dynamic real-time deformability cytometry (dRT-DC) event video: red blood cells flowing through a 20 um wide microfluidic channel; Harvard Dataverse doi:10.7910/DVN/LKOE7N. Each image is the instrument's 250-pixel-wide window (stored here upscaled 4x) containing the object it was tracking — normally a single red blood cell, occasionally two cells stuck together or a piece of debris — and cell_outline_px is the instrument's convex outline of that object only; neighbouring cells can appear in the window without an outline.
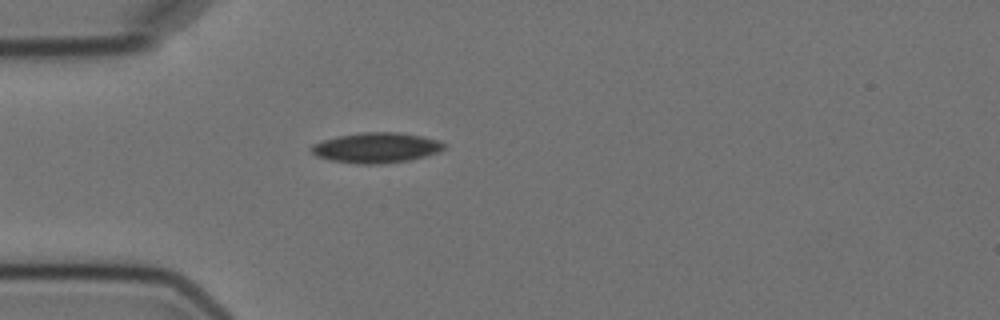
{"species": "Egyptian fruit bat (a non-hibernating species)", "species_latin": "Rousettus aegyptiacus", "temperature_condition": "cold", "stored_images_in_passage": 1, "camera_frame_rate_fps": 3000, "um_per_image_px": 0.085, "animal": {"sex": "female"}, "frame": {"image": 1, "passage_image": 1, "time_ms": 0.0, "image_size_px": [1000, 320], "cell_outline_px": [[448, 144], [440, 152], [408, 160], [380, 164], [356, 164], [332, 160], [316, 156], [312, 152], [312, 144], [336, 136], [360, 132], [396, 132], [424, 136], [440, 140]], "centroid_in_image_um": [32.03, 12.55], "position_along_channel_um": 53.0, "area_um2": 23.52}}